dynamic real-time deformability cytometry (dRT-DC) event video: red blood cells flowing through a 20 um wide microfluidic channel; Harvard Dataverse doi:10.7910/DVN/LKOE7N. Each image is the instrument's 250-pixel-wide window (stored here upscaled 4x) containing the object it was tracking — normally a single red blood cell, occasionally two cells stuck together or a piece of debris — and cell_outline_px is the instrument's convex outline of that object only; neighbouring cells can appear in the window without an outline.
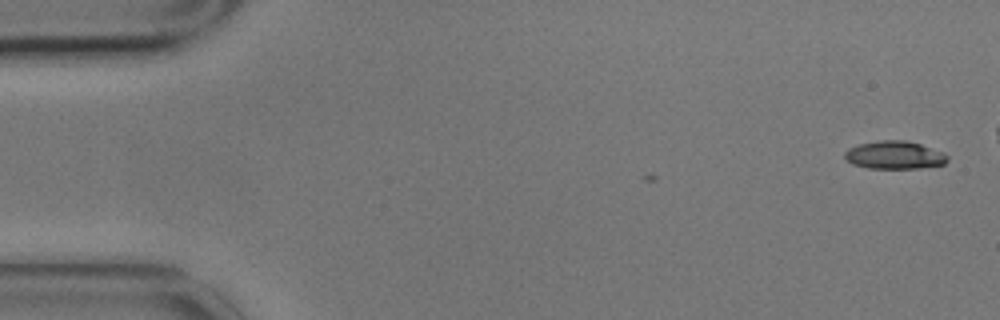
{"species": "common noctule bat (a hibernating species)", "species_latin": "Nyctalus noctula", "temperature_condition": "cold", "stored_images_in_passage": 2, "camera_frame_rate_fps": 3000, "um_per_image_px": 0.085, "animal": {"sex": "male", "body_mass_g": 17.9}, "frame": {"image": 1, "passage_image": 2, "time_ms": 0.333, "image_size_px": [1000, 320], "cell_outline_px": [[948, 160], [944, 164], [920, 168], [868, 168], [852, 164], [844, 156], [844, 152], [848, 148], [860, 144], [880, 140], [904, 140], [920, 144], [944, 152], [948, 156]], "centroid_in_image_um": [76.04, 13.18], "position_along_channel_um": 9.0, "area_um2": 16.7}}